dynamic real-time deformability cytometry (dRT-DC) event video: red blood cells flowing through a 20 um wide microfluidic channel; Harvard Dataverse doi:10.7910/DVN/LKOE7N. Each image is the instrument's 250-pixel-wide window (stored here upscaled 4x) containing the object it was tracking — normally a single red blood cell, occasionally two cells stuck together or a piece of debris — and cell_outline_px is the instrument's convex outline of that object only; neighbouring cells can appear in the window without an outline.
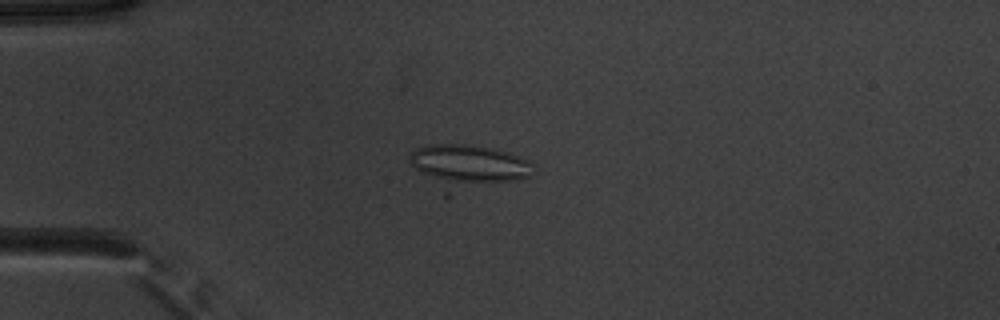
{"species": "common noctule bat (a hibernating species)", "species_latin": "Nyctalus noctula", "temperature_condition": "warm", "stored_images_in_passage": 49, "camera_frame_rate_fps": 3000, "um_per_image_px": 0.085, "animal": {"sex": "male", "body_mass_g": 20.1, "forearm_length_mm": 53.5}, "frame": {"image": 1, "passage_image": 15, "time_ms": 4.667, "image_size_px": [1000, 320], "cell_outline_px": [[532, 164], [528, 176], [520, 180], [448, 200], [408, 160], [408, 156], [416, 148], [428, 144], [468, 144], [492, 148], [508, 152], [528, 160]], "centroid_in_image_um": [39.74, 14.26], "position_along_channel_um": 45.3, "area_um2": 33.12}}
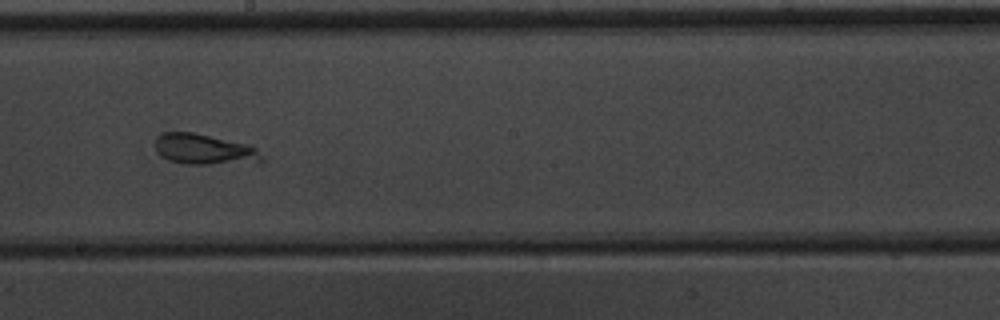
{"frame": {"image": 2, "passage_image": 31, "time_ms": 10.0, "image_size_px": [1000, 320], "cell_outline_px": [[264, 164], [184, 164], [168, 160], [160, 156], [156, 152], [156, 136], [164, 132], [192, 132], [252, 144], [264, 156]], "centroid_in_image_um": [17.47, 12.72], "position_along_channel_um": 230.7, "area_um2": 19.83}}
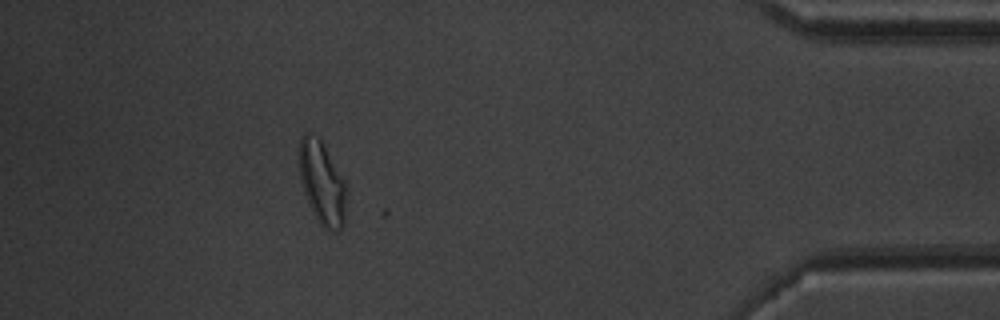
{"frame": {"image": 3, "passage_image": 48, "time_ms": 15.667, "image_size_px": [1000, 320], "cell_outline_px": [[344, 224], [340, 228], [328, 232], [320, 224], [308, 204], [300, 180], [300, 140], [304, 132], [308, 132], [320, 140], [344, 180]], "centroid_in_image_um": [27.34, 15.57], "position_along_channel_um": 407.9, "area_um2": 22.02}}